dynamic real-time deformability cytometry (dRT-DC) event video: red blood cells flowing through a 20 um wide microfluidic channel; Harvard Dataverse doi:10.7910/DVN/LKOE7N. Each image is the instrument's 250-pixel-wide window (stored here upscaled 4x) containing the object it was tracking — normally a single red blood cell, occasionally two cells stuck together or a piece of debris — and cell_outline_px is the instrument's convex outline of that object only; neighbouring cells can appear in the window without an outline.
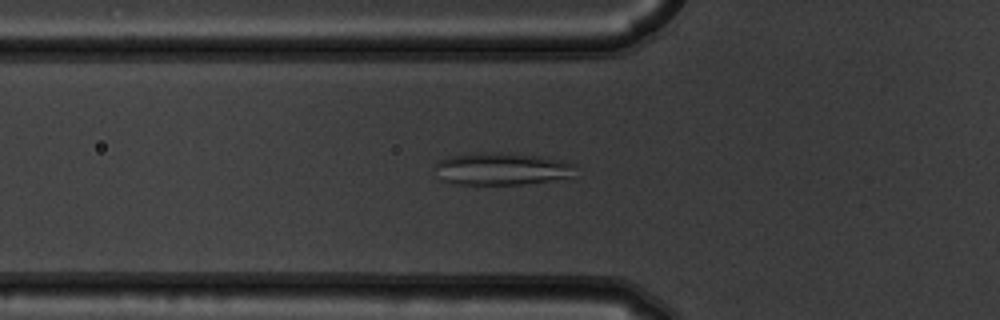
{"species": "common noctule bat (a hibernating species)", "species_latin": "Nyctalus noctula", "temperature_condition": "warm", "stored_images_in_passage": 54, "camera_frame_rate_fps": 3000, "um_per_image_px": 0.085, "animal": {"sex": "male", "body_mass_g": 19.5, "forearm_length_mm": 54.6}, "frame": {"image": 1, "passage_image": 19, "time_ms": 6.0, "image_size_px": [1000, 320], "cell_outline_px": [[576, 164], [568, 176], [548, 180], [524, 184], [456, 184], [440, 180], [436, 164], [436, 160], [448, 156], [480, 152], [512, 152], [540, 156], [560, 160]], "centroid_in_image_um": [42.56, 14.32], "position_along_channel_um": 83.2, "area_um2": 26.36}}
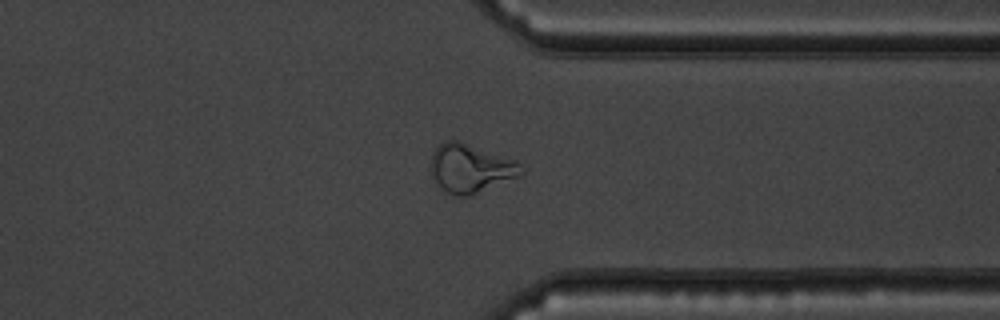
{"frame": {"image": 2, "passage_image": 42, "time_ms": 13.667, "image_size_px": [1000, 320], "cell_outline_px": [[524, 172], [520, 176], [472, 196], [456, 196], [440, 188], [436, 184], [432, 176], [432, 152], [440, 144], [448, 140], [460, 140], [516, 160], [520, 164]], "centroid_in_image_um": [40.02, 14.31], "position_along_channel_um": 371.4, "area_um2": 25.84}}
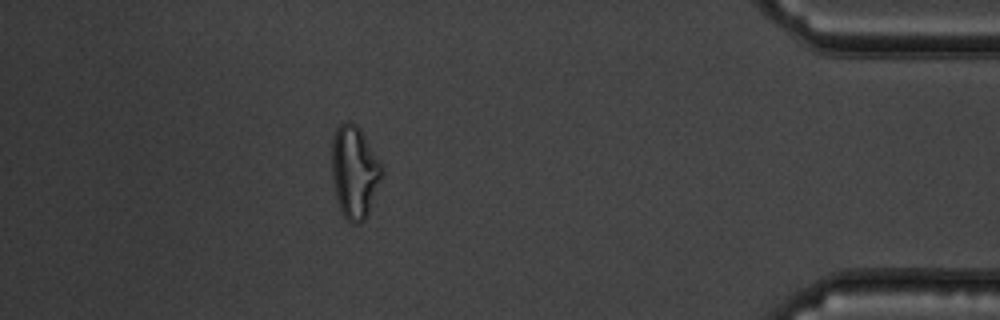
{"frame": {"image": 3, "passage_image": 48, "time_ms": 15.667, "image_size_px": [1000, 320], "cell_outline_px": [[384, 172], [368, 216], [364, 220], [356, 224], [352, 224], [344, 216], [340, 208], [336, 196], [332, 176], [332, 136], [336, 128], [344, 120], [348, 120], [356, 124], [360, 128], [384, 168]], "centroid_in_image_um": [30.14, 14.6], "position_along_channel_um": 405.1, "area_um2": 27.28}, "authors_computed_cell_mechanics": {"area_um2": 26.1256, "velocity_mm_per_s": 3.7656, "shape_relaxation_time_tau1_ms": null, "shape_relaxation_time_tau2_ms": 1.1776, "deformation_change_tau1": null, "deformation_change_tau2": 0.0805}}